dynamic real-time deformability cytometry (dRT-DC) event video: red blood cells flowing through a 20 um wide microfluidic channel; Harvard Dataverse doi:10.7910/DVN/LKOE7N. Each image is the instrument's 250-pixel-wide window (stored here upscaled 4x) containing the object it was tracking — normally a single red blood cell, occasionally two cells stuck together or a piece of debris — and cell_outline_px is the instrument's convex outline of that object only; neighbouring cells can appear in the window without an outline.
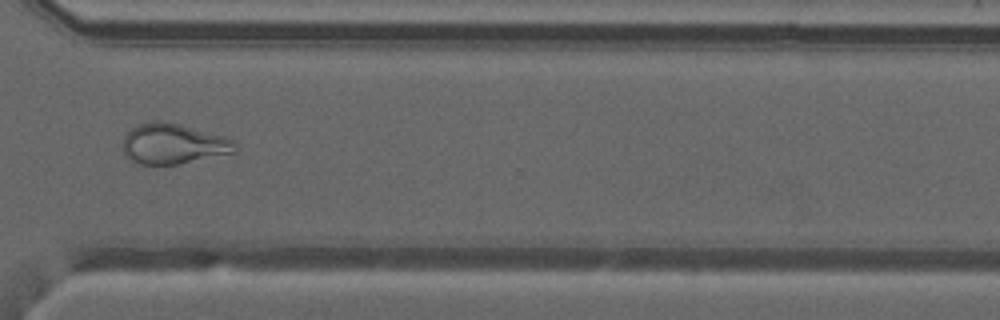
{"species": "common noctule bat (a hibernating species)", "species_latin": "Nyctalus noctula", "temperature_condition": "warm", "stored_images_in_passage": 45, "camera_frame_rate_fps": 3000, "um_per_image_px": 0.085, "animal": {"sex": "male", "forearm_length_mm": 52.5}, "frame": {"image": 1, "passage_image": 33, "time_ms": 10.667, "image_size_px": [1000, 320], "cell_outline_px": [[236, 152], [176, 164], [140, 164], [124, 156], [124, 136], [136, 124], [160, 120], [180, 124], [224, 136], [232, 140], [236, 144]], "centroid_in_image_um": [14.72, 12.21], "position_along_channel_um": 355.9, "area_um2": 26.18}}
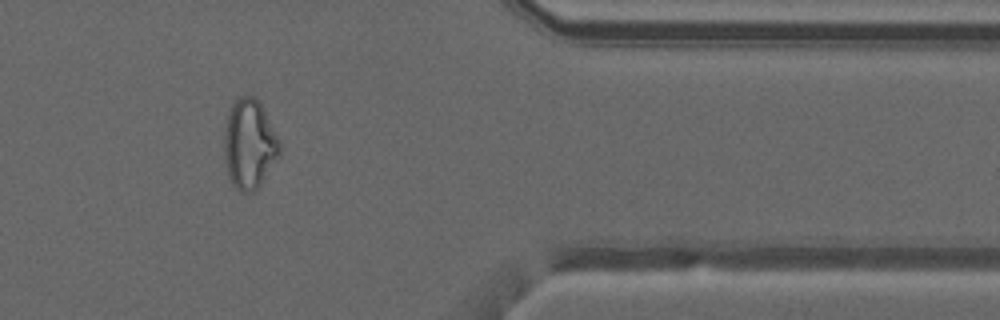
{"frame": {"image": 2, "passage_image": 37, "time_ms": 12.0, "image_size_px": [1000, 320], "cell_outline_px": [[280, 156], [260, 184], [252, 192], [240, 192], [232, 184], [228, 176], [224, 160], [224, 132], [228, 112], [236, 96], [252, 96], [260, 100], [280, 140]], "centroid_in_image_um": [21.19, 12.22], "position_along_channel_um": 390.2, "area_um2": 29.36}}
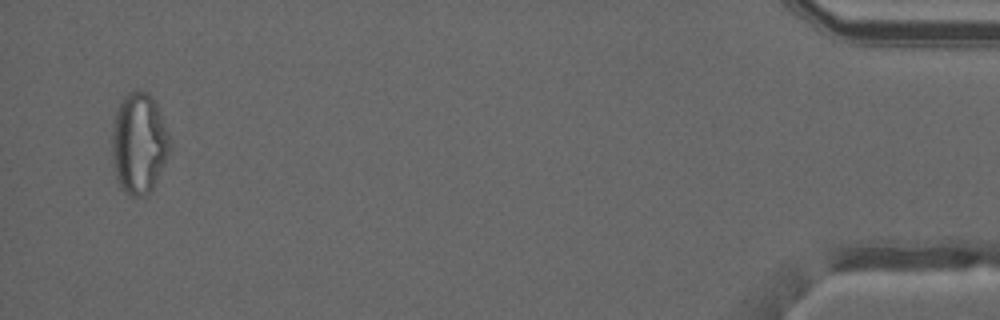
{"frame": {"image": 3, "passage_image": 44, "time_ms": 14.333, "image_size_px": [1000, 320], "cell_outline_px": [[172, 140], [164, 164], [152, 188], [144, 196], [132, 196], [124, 192], [120, 188], [112, 164], [112, 124], [116, 112], [124, 96], [128, 92], [148, 92], [156, 104]], "centroid_in_image_um": [11.79, 12.2], "position_along_channel_um": 423.4, "area_um2": 33.81}, "authors_computed_cell_mechanics": {"area_um2": 29.8826, "velocity_mm_per_s": 4.1469, "shape_relaxation_time_tau1_ms": null, "shape_relaxation_time_tau2_ms": 1.5754, "deformation_change_tau1": null, "deformation_change_tau2": 0.0921}}